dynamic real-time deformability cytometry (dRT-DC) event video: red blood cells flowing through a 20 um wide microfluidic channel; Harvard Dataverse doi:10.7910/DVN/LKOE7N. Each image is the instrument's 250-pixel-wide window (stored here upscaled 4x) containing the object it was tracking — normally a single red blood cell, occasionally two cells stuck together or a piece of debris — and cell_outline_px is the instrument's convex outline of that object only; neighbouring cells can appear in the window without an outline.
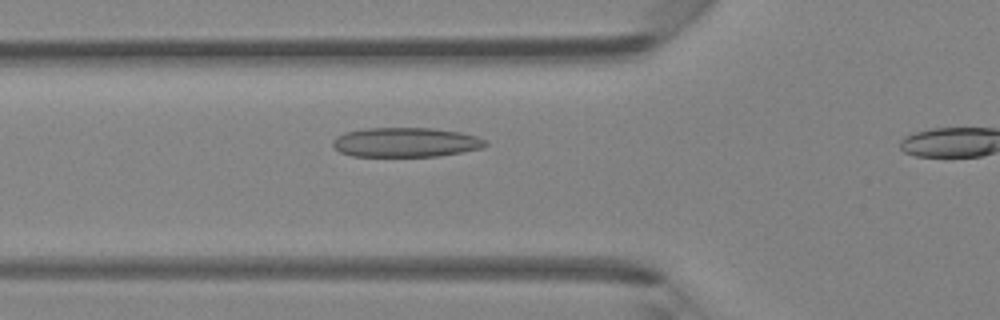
{"species": "Egyptian fruit bat (a non-hibernating species)", "species_latin": "Rousettus aegyptiacus", "temperature_condition": "room temperature", "stored_images_in_passage": 9, "camera_frame_rate_fps": 3000, "um_per_image_px": 0.085, "animal": {"sex": "female"}, "frame": {"image": 1, "passage_image": 8, "time_ms": 2.333, "image_size_px": [1000, 320], "cell_outline_px": [[488, 144], [480, 148], [440, 156], [352, 156], [340, 152], [332, 144], [332, 140], [336, 136], [344, 132], [364, 128], [432, 128], [460, 132], [476, 136], [484, 140]], "centroid_in_image_um": [34.44, 12.09], "position_along_channel_um": 91.4, "area_um2": 26.18}}